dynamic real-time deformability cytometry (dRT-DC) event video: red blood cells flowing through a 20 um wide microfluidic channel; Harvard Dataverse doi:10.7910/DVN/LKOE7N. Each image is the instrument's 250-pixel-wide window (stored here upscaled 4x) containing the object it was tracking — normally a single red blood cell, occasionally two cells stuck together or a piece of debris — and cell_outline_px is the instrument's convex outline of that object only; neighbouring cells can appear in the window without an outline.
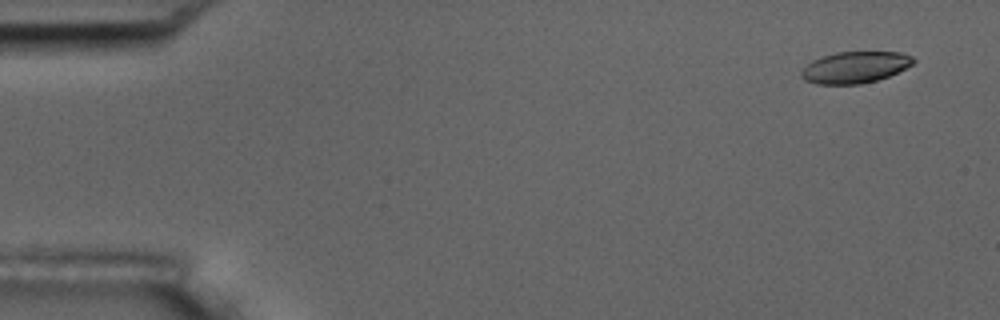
{"species": "common noctule bat (a hibernating species)", "species_latin": "Nyctalus noctula", "temperature_condition": "room temperature", "stored_images_in_passage": 6, "segment_of_instrument_passage": [2, 2], "camera_frame_rate_fps": 3000, "um_per_image_px": 0.085, "animal": {"sex": "male", "body_mass_g": 17.5, "forearm_length_mm": 52.3}, "frame": {"image": 1, "passage_image": 6, "time_ms": 6.667, "image_size_px": [1000, 320], "cell_outline_px": [[916, 60], [912, 64], [888, 76], [876, 80], [860, 84], [816, 84], [804, 80], [800, 76], [800, 72], [812, 60], [836, 52], [900, 52], [912, 56]], "centroid_in_image_um": [72.65, 5.72], "position_along_channel_um": 12.3, "area_um2": 20.4}}